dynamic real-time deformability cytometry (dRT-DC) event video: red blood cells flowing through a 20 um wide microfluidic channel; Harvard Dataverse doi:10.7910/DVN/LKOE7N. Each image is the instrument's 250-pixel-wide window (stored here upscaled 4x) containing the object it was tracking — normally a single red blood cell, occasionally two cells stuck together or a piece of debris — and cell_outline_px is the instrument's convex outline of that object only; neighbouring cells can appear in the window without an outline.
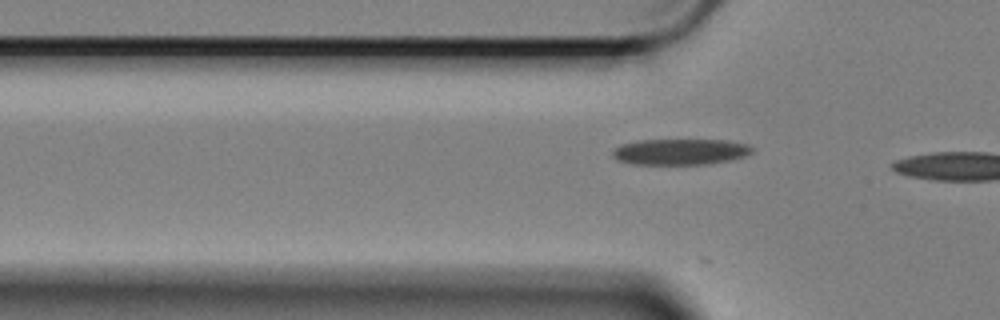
{"species": "Egyptian fruit bat (a non-hibernating species)", "species_latin": "Rousettus aegyptiacus", "temperature_condition": "cold", "stored_images_in_passage": 12, "camera_frame_rate_fps": 3000, "um_per_image_px": 0.085, "animal": {"sex": "female"}, "frame": {"image": 1, "passage_image": 11, "time_ms": 3.333, "image_size_px": [1000, 320], "cell_outline_px": [[756, 148], [752, 152], [744, 156], [728, 160], [708, 164], [632, 164], [616, 160], [612, 156], [612, 152], [620, 144], [640, 140], [728, 140], [744, 144]], "centroid_in_image_um": [57.8, 12.9], "position_along_channel_um": 68.0, "area_um2": 21.1}}